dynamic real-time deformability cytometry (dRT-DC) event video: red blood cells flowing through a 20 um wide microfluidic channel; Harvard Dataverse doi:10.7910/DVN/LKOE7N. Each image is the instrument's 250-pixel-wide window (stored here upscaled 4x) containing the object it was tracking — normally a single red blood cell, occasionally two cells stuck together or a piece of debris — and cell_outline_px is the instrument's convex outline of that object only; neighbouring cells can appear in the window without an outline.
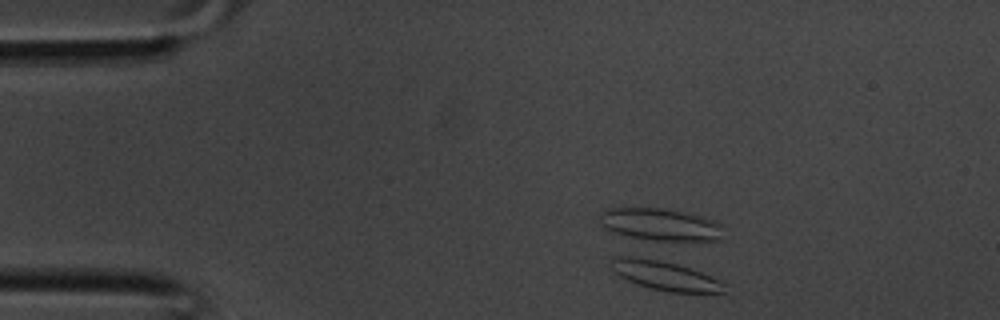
{"species": "common noctule bat (a hibernating species)", "species_latin": "Nyctalus noctula", "temperature_condition": "room temperature", "stored_images_in_passage": 35, "camera_frame_rate_fps": 3000, "um_per_image_px": 0.085, "animal": {"sex": "male", "body_mass_g": 20.1, "forearm_length_mm": 53.5}, "frame": {"image": 1, "passage_image": 4, "time_ms": 1.0, "image_size_px": [1000, 320], "cell_outline_px": [[728, 296], [668, 292], [648, 288], [628, 280], [620, 276], [612, 268], [612, 256], [652, 256], [700, 272], [724, 284]], "centroid_in_image_um": [56.6, 23.46], "position_along_channel_um": 28.4, "area_um2": 20.06}}
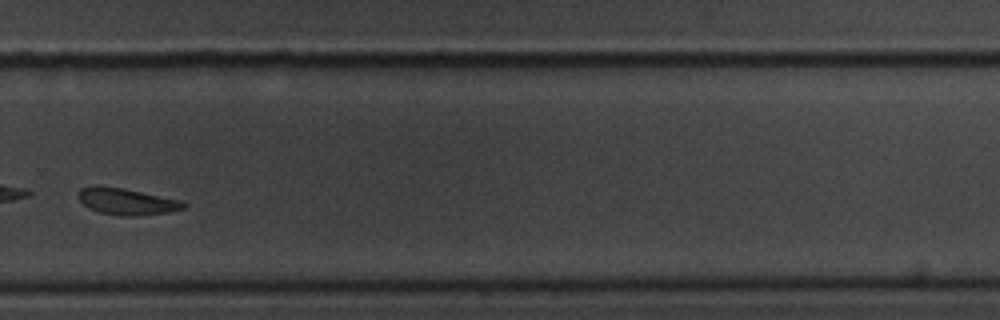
{"frame": {"image": 2, "passage_image": 24, "time_ms": 7.667, "image_size_px": [1000, 320], "cell_outline_px": [[188, 204], [184, 208], [168, 212], [136, 216], [120, 216], [100, 212], [88, 208], [76, 196], [80, 188], [100, 184], [124, 188], [184, 200]], "centroid_in_image_um": [10.77, 17.1], "position_along_channel_um": 319.0, "area_um2": 16.7}}
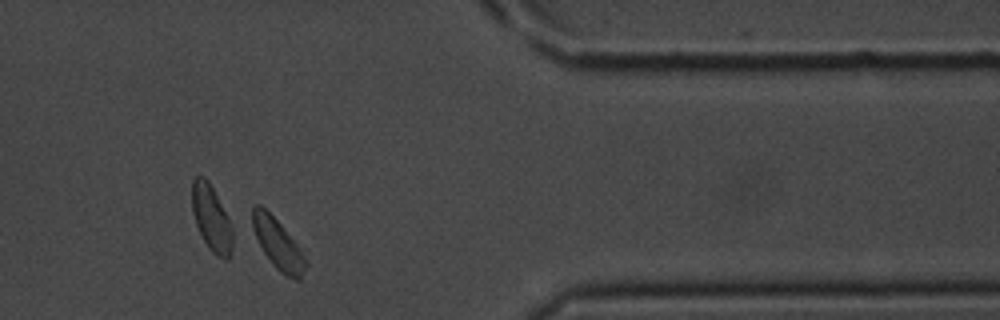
{"frame": {"image": 3, "passage_image": 29, "time_ms": 9.333, "image_size_px": [1000, 320], "cell_outline_px": [[308, 264], [300, 280], [296, 280], [280, 272], [272, 264], [248, 228], [252, 208], [256, 204], [260, 204], [280, 224], [292, 240]], "centroid_in_image_um": [23.51, 20.7], "position_along_channel_um": 387.9, "area_um2": 15.55}}